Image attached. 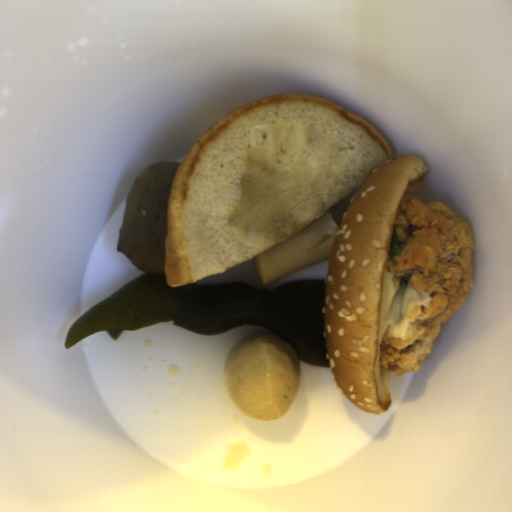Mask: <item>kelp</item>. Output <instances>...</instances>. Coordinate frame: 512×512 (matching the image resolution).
Masks as SVG:
<instances>
[{"mask_svg":"<svg viewBox=\"0 0 512 512\" xmlns=\"http://www.w3.org/2000/svg\"><path fill=\"white\" fill-rule=\"evenodd\" d=\"M327 280L287 283L273 290L228 282L170 286L152 274L135 276L71 324L65 350L100 331L118 340L123 331L173 322L202 336L252 324L291 347L300 359L329 366L324 323Z\"/></svg>","mask_w":512,"mask_h":512,"instance_id":"obj_1","label":"kelp"}]
</instances>
